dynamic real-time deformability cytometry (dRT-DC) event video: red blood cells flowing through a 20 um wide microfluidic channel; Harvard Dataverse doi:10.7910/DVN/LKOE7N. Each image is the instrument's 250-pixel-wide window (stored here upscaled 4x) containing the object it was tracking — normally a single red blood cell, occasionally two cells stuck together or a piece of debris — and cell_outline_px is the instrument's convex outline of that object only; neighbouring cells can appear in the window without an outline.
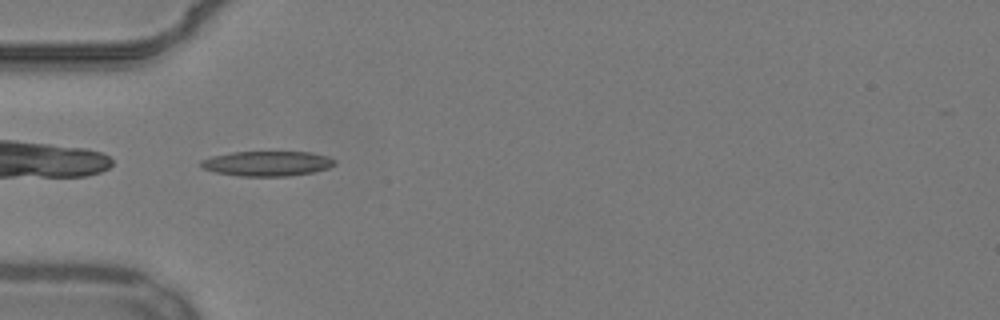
{"species": "common noctule bat (a hibernating species)", "species_latin": "Nyctalus noctula", "temperature_condition": "warm", "stored_images_in_passage": 38, "camera_frame_rate_fps": 3000, "um_per_image_px": 0.085, "animal": {"sex": "male", "body_mass_g": 19.2, "forearm_length_mm": 51.8}, "frame": {"image": 1, "passage_image": 1, "time_ms": 0.0, "image_size_px": [1000, 320], "cell_outline_px": [[336, 164], [328, 168], [312, 172], [288, 176], [240, 176], [216, 172], [200, 168], [200, 160], [212, 156], [232, 152], [312, 152], [328, 156], [336, 160]], "centroid_in_image_um": [22.71, 13.89], "position_along_channel_um": 62.3, "area_um2": 19.54}}
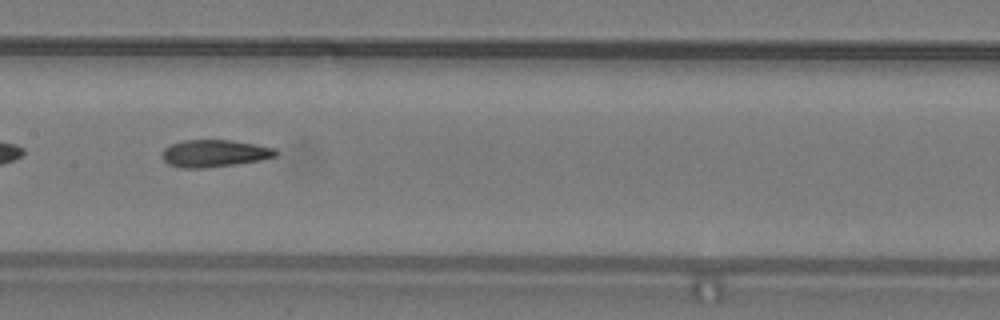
{"frame": {"image": 2, "passage_image": 11, "time_ms": 3.333, "image_size_px": [1000, 320], "cell_outline_px": [[280, 152], [276, 156], [260, 160], [204, 168], [180, 168], [168, 164], [160, 156], [160, 152], [168, 144], [184, 140], [232, 140], [256, 144], [276, 148]], "centroid_in_image_um": [18.19, 13.02], "position_along_channel_um": 189.2, "area_um2": 18.26}}
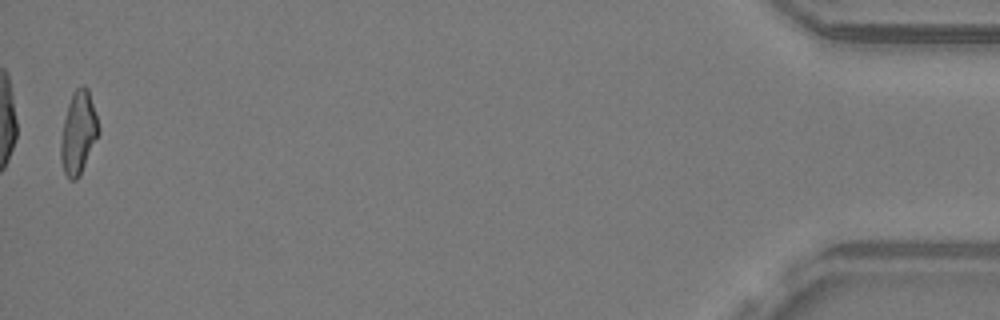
{"frame": {"image": 3, "passage_image": 37, "time_ms": 12.0, "image_size_px": [1000, 320], "cell_outline_px": [[100, 132], [80, 176], [76, 180], [68, 180], [64, 172], [60, 160], [60, 144], [64, 120], [68, 104], [72, 92], [76, 88], [84, 84], [88, 88], [100, 128]], "centroid_in_image_um": [6.66, 11.3], "position_along_channel_um": 428.5, "area_um2": 18.38}, "authors_computed_cell_mechanics": {"area_um2": 18.0914, "velocity_mm_per_s": 3.8512, "shape_relaxation_time_tau1_ms": null, "shape_relaxation_time_tau2_ms": 3.0345, "deformation_change_tau1": null, "deformation_change_tau2": 0.1268}}